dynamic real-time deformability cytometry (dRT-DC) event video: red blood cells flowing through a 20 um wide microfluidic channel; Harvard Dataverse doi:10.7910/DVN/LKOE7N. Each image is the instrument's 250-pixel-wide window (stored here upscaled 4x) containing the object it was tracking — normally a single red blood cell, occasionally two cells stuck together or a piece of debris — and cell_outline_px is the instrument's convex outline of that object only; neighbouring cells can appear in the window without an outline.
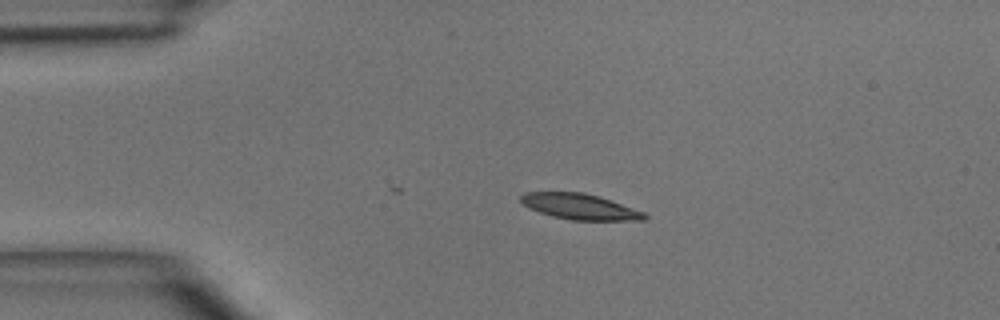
{"species": "common noctule bat (a hibernating species)", "species_latin": "Nyctalus noctula", "temperature_condition": "room temperature", "stored_images_in_passage": 2, "camera_frame_rate_fps": 3000, "um_per_image_px": 0.085, "animal": {"sex": "male", "body_mass_g": 15.6}, "frame": {"image": 1, "passage_image": 2, "time_ms": 1.0, "image_size_px": [1000, 320], "cell_outline_px": [[648, 216], [644, 220], [572, 220], [552, 216], [528, 208], [520, 200], [520, 196], [524, 192], [584, 192], [600, 196], [644, 212]], "centroid_in_image_um": [49.28, 17.55], "position_along_channel_um": 35.7, "area_um2": 18.5}}